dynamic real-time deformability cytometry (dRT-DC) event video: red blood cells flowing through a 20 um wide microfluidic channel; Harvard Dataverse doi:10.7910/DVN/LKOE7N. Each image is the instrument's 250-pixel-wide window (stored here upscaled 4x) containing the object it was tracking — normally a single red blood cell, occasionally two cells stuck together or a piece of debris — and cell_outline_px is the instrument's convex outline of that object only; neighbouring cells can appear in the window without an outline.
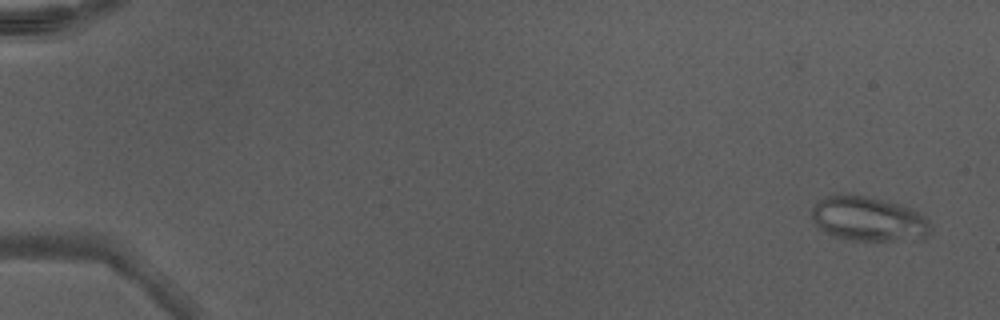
{"species": "Egyptian fruit bat (a non-hibernating species)", "species_latin": "Rousettus aegyptiacus", "temperature_condition": "warm", "stored_images_in_passage": 50, "camera_frame_rate_fps": 3000, "um_per_image_px": 0.085, "animal": {"sex": "male"}, "frame": {"image": 1, "passage_image": 3, "time_ms": 0.667, "image_size_px": [1000, 320], "cell_outline_px": [[932, 224], [924, 240], [844, 240], [832, 236], [824, 232], [816, 224], [808, 212], [820, 200], [828, 196], [840, 192], [848, 192], [868, 196], [900, 204], [912, 208], [920, 212]], "centroid_in_image_um": [73.81, 18.59], "position_along_channel_um": 11.2, "area_um2": 31.67}}
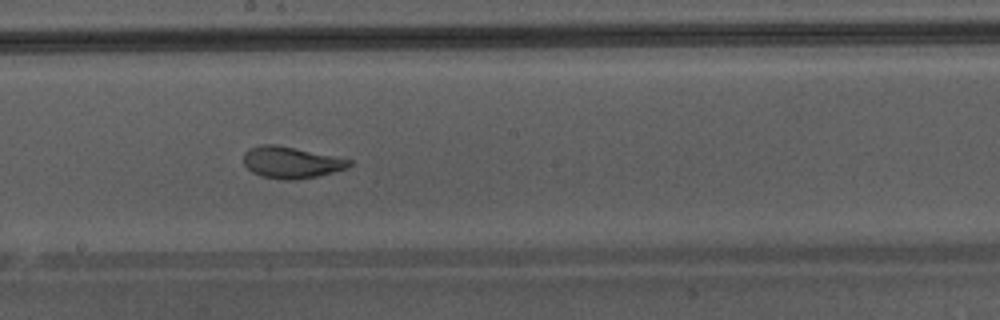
{"frame": {"image": 2, "passage_image": 30, "time_ms": 9.667, "image_size_px": [1000, 320], "cell_outline_px": [[352, 164], [348, 168], [316, 176], [296, 180], [284, 180], [264, 176], [252, 172], [244, 164], [244, 152], [248, 148], [260, 144], [276, 144], [352, 160]], "centroid_in_image_um": [24.73, 13.8], "position_along_channel_um": 223.5, "area_um2": 19.31}}
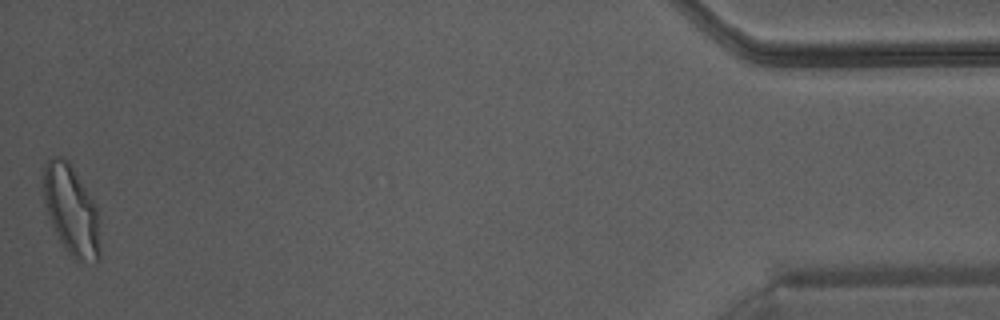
{"frame": {"image": 3, "passage_image": 50, "time_ms": 16.333, "image_size_px": [1000, 320], "cell_outline_px": [[100, 256], [96, 264], [76, 260], [64, 248], [52, 224], [44, 200], [40, 168], [48, 160], [56, 156], [60, 156], [68, 160], [76, 172], [96, 204], [100, 248]], "centroid_in_image_um": [6.04, 17.84], "position_along_channel_um": 429.2, "area_um2": 29.88}, "authors_computed_cell_mechanics": {"area_um2": 24.2182, "velocity_mm_per_s": 4.3378, "shape_relaxation_time_tau1_ms": 5.4699, "shape_relaxation_time_tau2_ms": null, "deformation_change_tau1": 0.1859, "deformation_change_tau2": null}}